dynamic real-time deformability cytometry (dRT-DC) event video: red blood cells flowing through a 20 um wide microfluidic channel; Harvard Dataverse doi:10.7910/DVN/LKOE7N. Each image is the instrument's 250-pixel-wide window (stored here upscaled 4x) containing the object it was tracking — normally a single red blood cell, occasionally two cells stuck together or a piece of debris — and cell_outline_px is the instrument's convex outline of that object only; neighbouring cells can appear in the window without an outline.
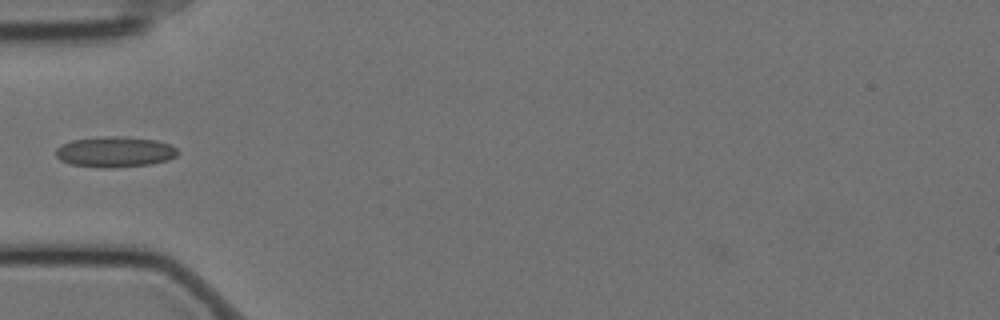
{"species": "Egyptian fruit bat (a non-hibernating species)", "species_latin": "Rousettus aegyptiacus", "temperature_condition": "cold", "stored_images_in_passage": 40, "camera_frame_rate_fps": 3000, "um_per_image_px": 0.085, "animal": {"sex": "female"}, "frame": {"image": 1, "passage_image": 1, "time_ms": 0.0, "image_size_px": [1000, 320], "cell_outline_px": [[180, 152], [176, 156], [168, 160], [152, 164], [112, 168], [100, 168], [72, 164], [60, 160], [56, 156], [56, 148], [72, 140], [104, 136], [116, 136], [156, 140], [172, 144]], "centroid_in_image_um": [9.81, 12.91], "position_along_channel_um": 75.2, "area_um2": 21.85}}
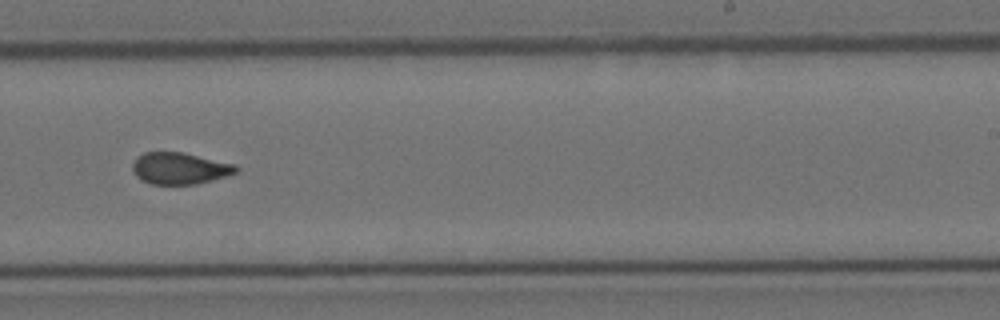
{"frame": {"image": 2, "passage_image": 18, "time_ms": 5.667, "image_size_px": [1000, 320], "cell_outline_px": [[240, 168], [236, 172], [212, 180], [196, 184], [152, 184], [140, 180], [136, 176], [132, 168], [132, 164], [136, 156], [144, 152], [184, 152], [236, 164]], "centroid_in_image_um": [15.26, 14.3], "position_along_channel_um": 273.7, "area_um2": 19.25}}
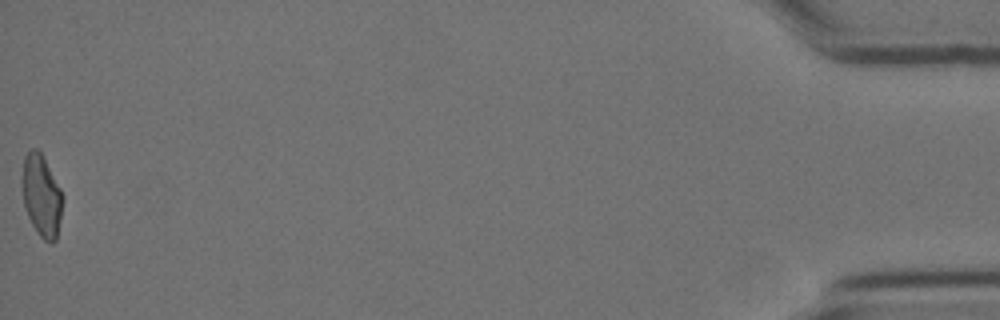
{"frame": {"image": 3, "passage_image": 40, "time_ms": 13.0, "image_size_px": [1000, 320], "cell_outline_px": [[64, 196], [56, 240], [52, 244], [44, 240], [40, 236], [32, 224], [24, 208], [20, 184], [24, 156], [32, 148], [36, 148], [40, 152], [60, 188]], "centroid_in_image_um": [3.5, 16.64], "position_along_channel_um": 431.7, "area_um2": 19.48}}